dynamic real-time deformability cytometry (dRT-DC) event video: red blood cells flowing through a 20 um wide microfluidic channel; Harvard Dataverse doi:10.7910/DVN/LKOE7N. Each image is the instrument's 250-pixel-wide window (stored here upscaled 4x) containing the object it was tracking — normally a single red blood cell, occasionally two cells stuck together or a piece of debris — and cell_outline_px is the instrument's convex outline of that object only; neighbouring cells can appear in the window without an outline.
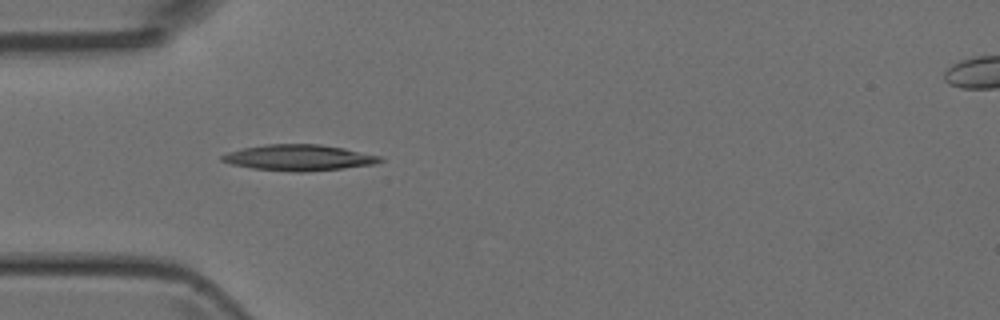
{"species": "Egyptian fruit bat (a non-hibernating species)", "species_latin": "Rousettus aegyptiacus", "temperature_condition": "room temperature", "stored_images_in_passage": 5, "camera_frame_rate_fps": 3000, "um_per_image_px": 0.085, "animal": {"sex": "female"}, "frame": {"image": 1, "passage_image": 4, "time_ms": 3.333, "image_size_px": [1000, 320], "cell_outline_px": [[384, 160], [372, 164], [344, 168], [300, 172], [296, 172], [252, 168], [232, 164], [220, 160], [220, 156], [228, 152], [244, 148], [268, 144], [320, 144], [344, 148], [380, 156]], "centroid_in_image_um": [25.39, 13.39], "position_along_channel_um": 59.6, "area_um2": 23.64}}
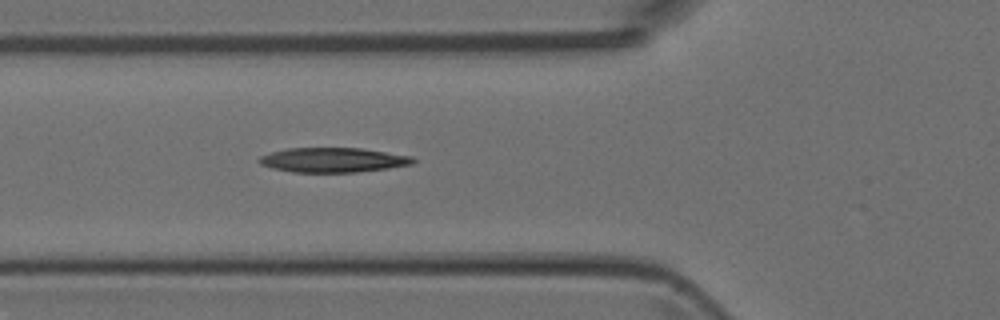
{"frame": {"image": 2, "passage_image": 5, "time_ms": 4.333, "image_size_px": [1000, 320], "cell_outline_px": [[416, 160], [412, 164], [388, 168], [356, 172], [292, 172], [272, 168], [260, 164], [256, 160], [260, 156], [272, 152], [288, 148], [360, 148], [412, 156]], "centroid_in_image_um": [28.28, 13.6], "position_along_channel_um": 97.5, "area_um2": 22.02}}